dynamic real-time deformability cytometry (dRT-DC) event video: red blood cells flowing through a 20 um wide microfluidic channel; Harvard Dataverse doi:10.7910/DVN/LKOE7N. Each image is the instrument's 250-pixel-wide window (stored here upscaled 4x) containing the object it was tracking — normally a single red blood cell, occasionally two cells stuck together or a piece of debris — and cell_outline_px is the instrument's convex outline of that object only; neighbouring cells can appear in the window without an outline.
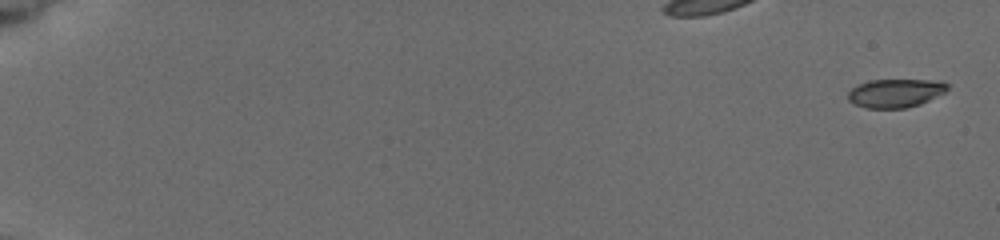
{"species": "common noctule bat (a hibernating species)", "species_latin": "Nyctalus noctula", "temperature_condition": "cold", "stored_images_in_passage": 9, "camera_frame_rate_fps": 3000, "um_per_image_px": 0.085, "animal": {"sex": "female", "body_mass_g": 19.5, "forearm_length_mm": 54.1}, "frame": {"image": 1, "passage_image": 1, "time_ms": 0.0, "image_size_px": [1000, 240], "cell_outline_px": [[948, 88], [944, 92], [920, 104], [904, 108], [864, 108], [848, 100], [848, 92], [856, 84], [868, 80], [940, 80], [948, 84]], "centroid_in_image_um": [76.08, 7.9], "position_along_channel_um": 8.9, "area_um2": 16.53}}
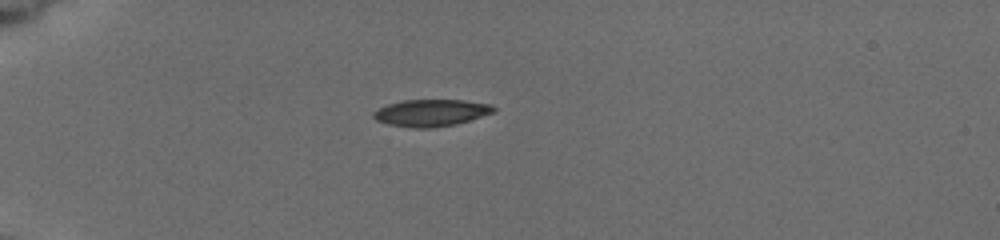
{"frame": {"image": 2, "passage_image": 7, "time_ms": 5.333, "image_size_px": [1000, 240], "cell_outline_px": [[496, 112], [456, 124], [432, 128], [412, 128], [388, 124], [376, 120], [372, 116], [372, 112], [388, 104], [404, 100], [464, 100], [492, 104], [496, 108]], "centroid_in_image_um": [36.67, 9.59], "position_along_channel_um": 48.3, "area_um2": 18.96}}
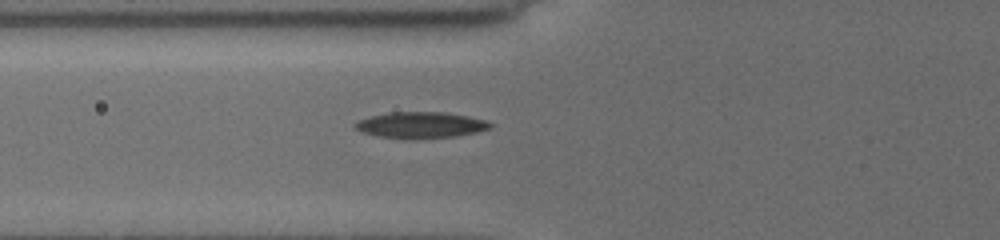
{"frame": {"image": 3, "passage_image": 9, "time_ms": 7.333, "image_size_px": [1000, 240], "cell_outline_px": [[492, 128], [476, 132], [456, 136], [380, 136], [364, 132], [356, 128], [352, 124], [356, 120], [388, 112], [440, 112], [468, 116], [484, 120], [492, 124]], "centroid_in_image_um": [35.77, 10.58], "position_along_channel_um": 90.0, "area_um2": 19.54}}